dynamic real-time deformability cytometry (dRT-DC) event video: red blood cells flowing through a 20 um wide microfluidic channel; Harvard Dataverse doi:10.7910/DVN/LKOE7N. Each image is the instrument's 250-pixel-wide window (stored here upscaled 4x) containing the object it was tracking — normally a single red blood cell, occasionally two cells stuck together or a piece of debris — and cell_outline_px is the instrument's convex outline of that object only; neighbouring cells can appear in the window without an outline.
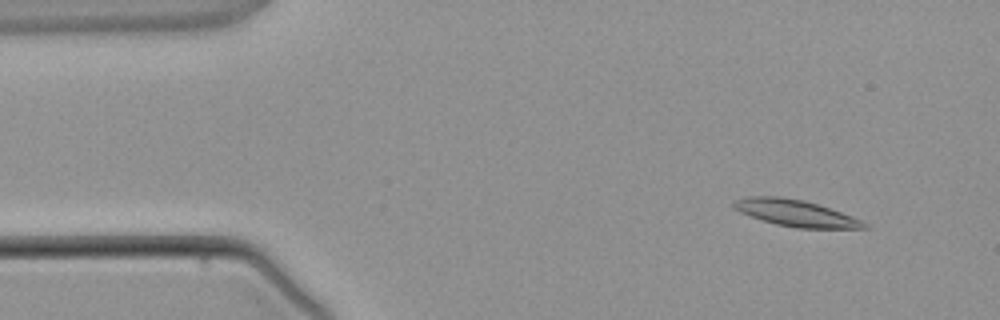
{"species": "common noctule bat (a hibernating species)", "species_latin": "Nyctalus noctula", "temperature_condition": "warm", "stored_images_in_passage": 4, "camera_frame_rate_fps": 3000, "um_per_image_px": 0.085, "animal": {"sex": "male", "body_mass_g": 21.5, "forearm_length_mm": 52.0}, "frame": {"image": 1, "passage_image": 2, "time_ms": 1.333, "image_size_px": [1000, 320], "cell_outline_px": [[868, 228], [796, 228], [776, 224], [748, 216], [732, 208], [732, 200], [748, 196], [780, 196], [804, 200], [852, 216], [868, 224]], "centroid_in_image_um": [67.54, 18.1], "position_along_channel_um": 17.5, "area_um2": 20.17}}